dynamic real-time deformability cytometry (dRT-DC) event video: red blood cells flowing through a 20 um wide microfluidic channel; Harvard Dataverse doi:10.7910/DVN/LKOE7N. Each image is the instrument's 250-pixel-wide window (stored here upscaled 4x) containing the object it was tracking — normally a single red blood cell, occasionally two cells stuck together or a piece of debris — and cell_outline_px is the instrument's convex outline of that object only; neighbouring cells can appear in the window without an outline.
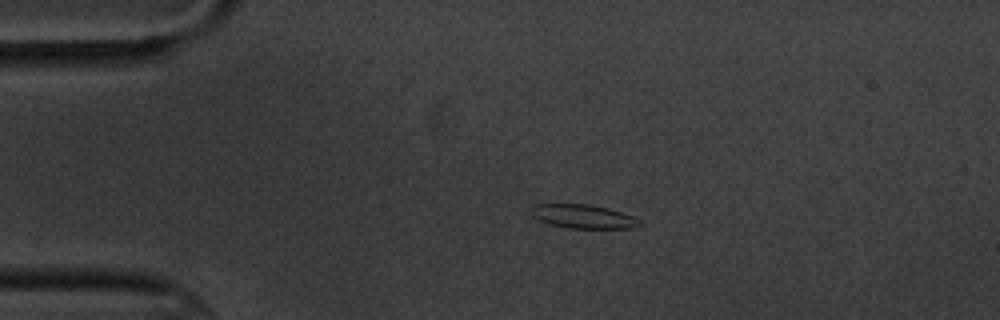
{"species": "common noctule bat (a hibernating species)", "species_latin": "Nyctalus noctula", "temperature_condition": "cold", "stored_images_in_passage": 2, "camera_frame_rate_fps": 3000, "um_per_image_px": 0.085, "animal": {"sex": "male", "body_mass_g": 20.1, "forearm_length_mm": 53.5}, "frame": {"image": 1, "passage_image": 1, "time_ms": 0.0, "image_size_px": [1000, 320], "cell_outline_px": [[640, 224], [628, 228], [568, 228], [552, 224], [540, 220], [532, 216], [528, 212], [532, 204], [588, 204], [608, 208], [632, 216], [640, 220]], "centroid_in_image_um": [49.49, 18.38], "position_along_channel_um": 35.5, "area_um2": 14.91}}